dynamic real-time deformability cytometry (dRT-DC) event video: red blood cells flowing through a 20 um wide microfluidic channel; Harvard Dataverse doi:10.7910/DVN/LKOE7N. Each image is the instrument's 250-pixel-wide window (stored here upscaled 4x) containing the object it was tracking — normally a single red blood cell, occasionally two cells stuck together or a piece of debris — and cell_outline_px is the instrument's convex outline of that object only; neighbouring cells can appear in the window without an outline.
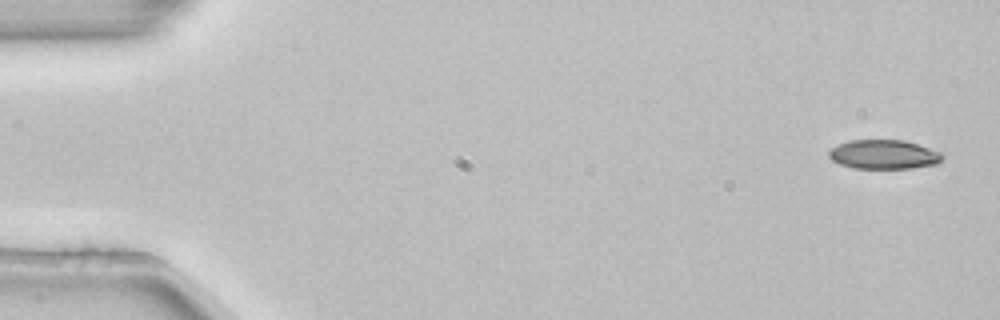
{"species": "common noctule bat (a hibernating species)", "species_latin": "Nyctalus noctula", "temperature_condition": "room temperature", "stored_images_in_passage": 4, "camera_frame_rate_fps": 3000, "um_per_image_px": 0.085, "animal": {"sex": "female", "body_mass_g": 22.7, "forearm_length_mm": 54.2}, "frame": {"image": 1, "passage_image": 1, "time_ms": 0.0, "image_size_px": [1000, 320], "cell_outline_px": [[944, 156], [936, 164], [912, 168], [852, 168], [840, 164], [832, 160], [828, 156], [828, 152], [836, 144], [848, 140], [904, 140], [940, 152]], "centroid_in_image_um": [75.07, 13.12], "position_along_channel_um": 9.9, "area_um2": 19.25}}
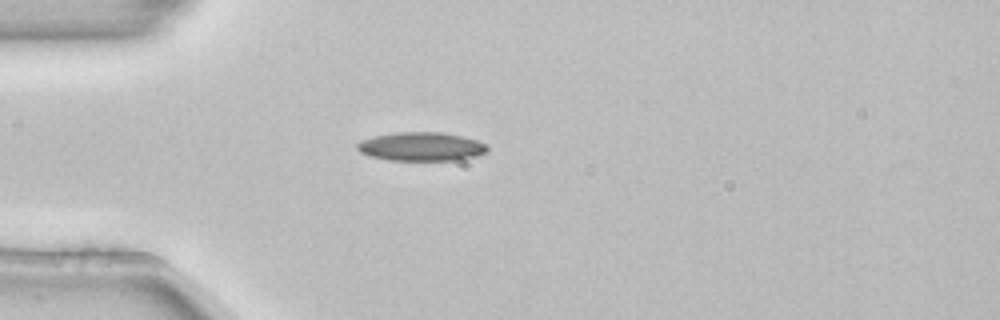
{"frame": {"image": 2, "passage_image": 4, "time_ms": 1.0, "image_size_px": [1000, 320], "cell_outline_px": [[488, 152], [476, 156], [460, 160], [388, 160], [372, 156], [360, 152], [356, 148], [356, 144], [360, 140], [372, 136], [396, 132], [444, 132], [464, 136], [476, 140], [484, 144], [488, 148]], "centroid_in_image_um": [35.8, 12.45], "position_along_channel_um": 49.2, "area_um2": 21.96}}